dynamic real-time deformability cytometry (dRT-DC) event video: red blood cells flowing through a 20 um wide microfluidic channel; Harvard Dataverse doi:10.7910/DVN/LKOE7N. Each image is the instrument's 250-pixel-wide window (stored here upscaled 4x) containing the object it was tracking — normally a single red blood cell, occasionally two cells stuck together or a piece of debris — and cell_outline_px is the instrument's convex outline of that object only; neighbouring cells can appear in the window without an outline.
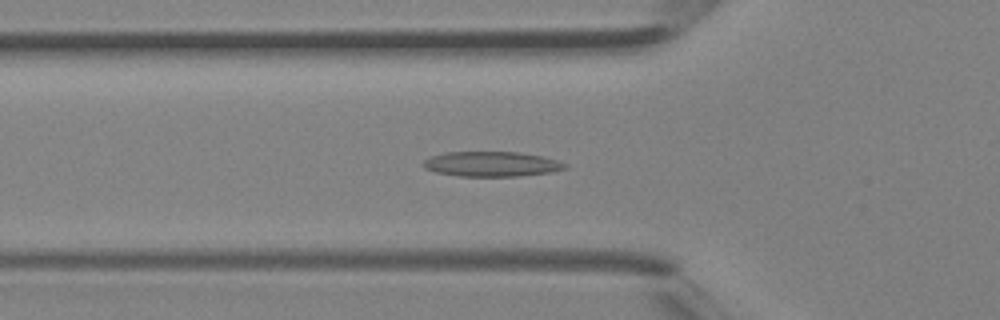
{"species": "Egyptian fruit bat (a non-hibernating species)", "species_latin": "Rousettus aegyptiacus", "temperature_condition": "room temperature", "stored_images_in_passage": 28, "camera_frame_rate_fps": 3000, "um_per_image_px": 0.085, "animal": {"sex": "female"}, "frame": {"image": 1, "passage_image": 2, "time_ms": 0.333, "image_size_px": [1000, 320], "cell_outline_px": [[568, 168], [552, 172], [520, 176], [460, 176], [436, 172], [424, 168], [424, 160], [432, 156], [444, 152], [520, 152], [544, 156], [568, 164]], "centroid_in_image_um": [41.84, 13.94], "position_along_channel_um": 84.0, "area_um2": 20.69}}
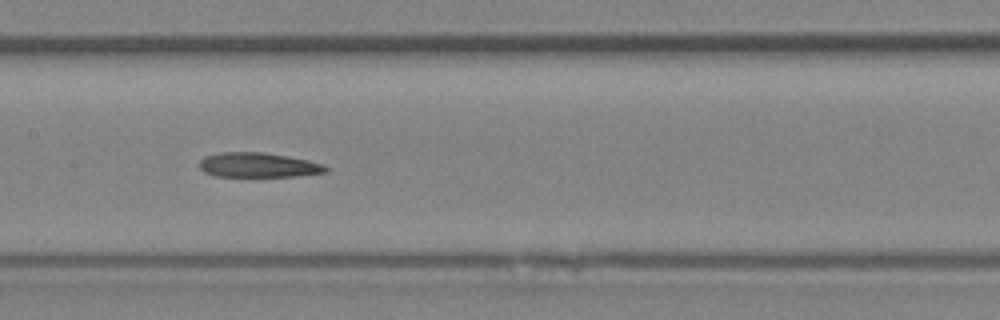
{"frame": {"image": 2, "passage_image": 8, "time_ms": 2.333, "image_size_px": [1000, 320], "cell_outline_px": [[328, 172], [296, 176], [216, 176], [204, 172], [200, 168], [200, 160], [204, 156], [220, 152], [264, 152], [288, 156], [308, 160], [324, 164], [328, 168]], "centroid_in_image_um": [21.96, 14.02], "position_along_channel_um": 185.4, "area_um2": 18.21}}
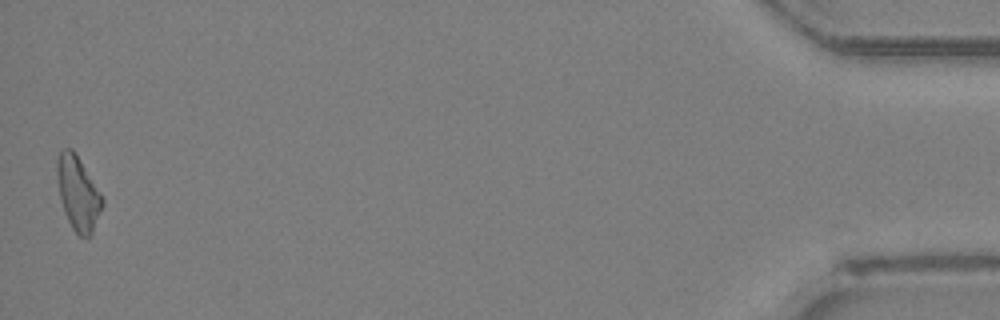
{"frame": {"image": 3, "passage_image": 28, "time_ms": 9.0, "image_size_px": [1000, 320], "cell_outline_px": [[104, 204], [92, 232], [88, 236], [80, 236], [72, 228], [64, 212], [60, 196], [56, 176], [56, 160], [60, 152], [64, 148], [72, 148], [100, 192], [104, 200]], "centroid_in_image_um": [6.62, 16.41], "position_along_channel_um": 428.6, "area_um2": 19.25}}